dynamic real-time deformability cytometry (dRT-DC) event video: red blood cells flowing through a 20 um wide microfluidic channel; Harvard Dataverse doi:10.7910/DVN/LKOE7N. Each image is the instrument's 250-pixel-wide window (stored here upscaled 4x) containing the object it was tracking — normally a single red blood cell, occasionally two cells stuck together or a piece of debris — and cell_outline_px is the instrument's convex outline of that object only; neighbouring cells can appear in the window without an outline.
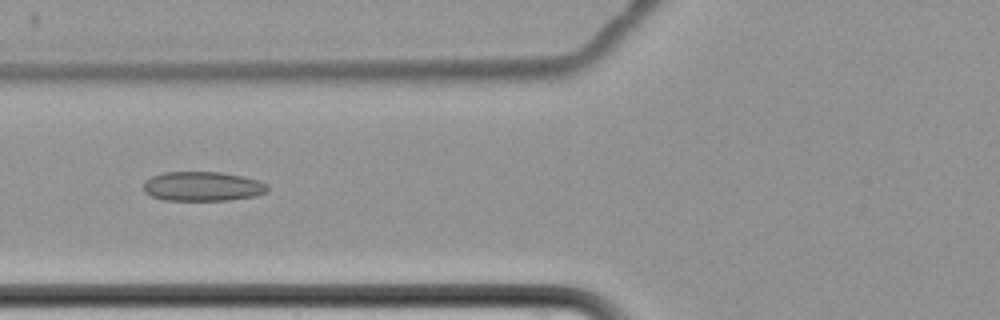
{"species": "common noctule bat (a hibernating species)", "species_latin": "Nyctalus noctula", "temperature_condition": "cold", "stored_images_in_passage": 8, "camera_frame_rate_fps": 3000, "um_per_image_px": 0.085, "animal": {"sex": "female", "body_mass_g": 22.7, "forearm_length_mm": 54.2}, "frame": {"image": 1, "passage_image": 6, "time_ms": 9.333, "image_size_px": [1000, 320], "cell_outline_px": [[268, 192], [256, 196], [228, 200], [164, 200], [152, 196], [144, 192], [144, 180], [152, 176], [164, 172], [220, 172], [240, 176], [256, 180], [268, 184]], "centroid_in_image_um": [17.21, 15.84], "position_along_channel_um": 108.6, "area_um2": 21.27}}
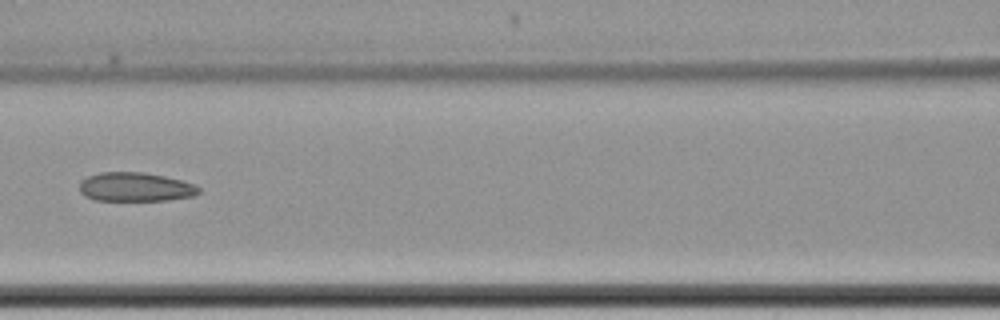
{"frame": {"image": 2, "passage_image": 7, "time_ms": 10.667, "image_size_px": [1000, 320], "cell_outline_px": [[200, 192], [192, 196], [168, 200], [96, 200], [84, 196], [80, 192], [80, 180], [88, 176], [100, 172], [144, 172], [164, 176], [180, 180], [192, 184], [200, 188]], "centroid_in_image_um": [11.47, 15.89], "position_along_channel_um": 155.1, "area_um2": 20.06}}
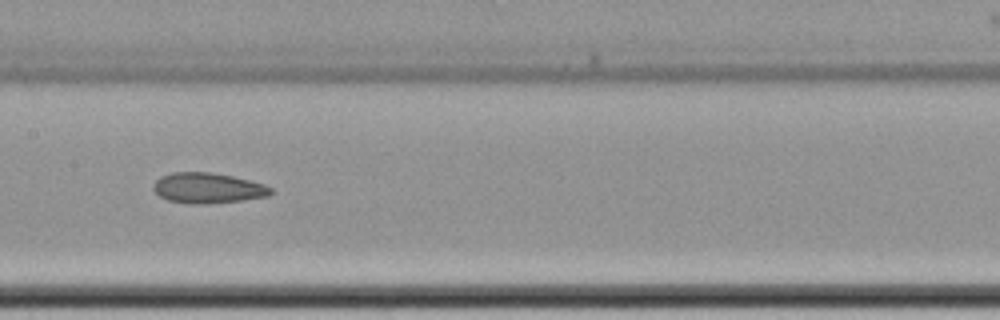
{"frame": {"image": 3, "passage_image": 8, "time_ms": 11.667, "image_size_px": [1000, 320], "cell_outline_px": [[276, 192], [268, 196], [240, 200], [204, 204], [192, 204], [168, 200], [160, 196], [152, 188], [152, 184], [160, 176], [172, 172], [212, 172], [232, 176], [264, 184], [272, 188]], "centroid_in_image_um": [17.66, 15.97], "position_along_channel_um": 189.7, "area_um2": 20.87}}